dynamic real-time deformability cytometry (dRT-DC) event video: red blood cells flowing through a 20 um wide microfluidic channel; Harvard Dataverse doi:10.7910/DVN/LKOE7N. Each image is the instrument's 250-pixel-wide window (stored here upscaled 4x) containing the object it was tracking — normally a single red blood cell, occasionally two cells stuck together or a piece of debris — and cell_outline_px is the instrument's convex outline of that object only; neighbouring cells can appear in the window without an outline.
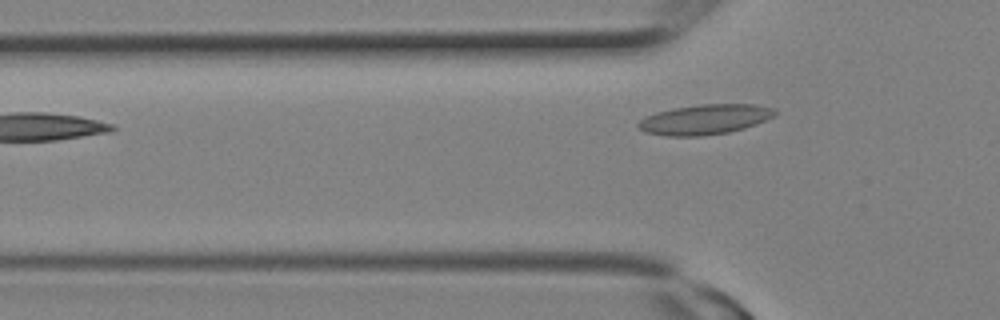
{"species": "Egyptian fruit bat (a non-hibernating species)", "species_latin": "Rousettus aegyptiacus", "temperature_condition": "room temperature", "stored_images_in_passage": 5, "camera_frame_rate_fps": 3000, "um_per_image_px": 0.085, "animal": {"sex": "female"}, "frame": {"image": 1, "passage_image": 5, "time_ms": 1.333, "image_size_px": [1000, 320], "cell_outline_px": [[776, 112], [772, 116], [756, 124], [744, 128], [728, 132], [700, 136], [664, 136], [644, 132], [636, 124], [640, 120], [656, 112], [672, 108], [700, 104], [752, 104], [772, 108]], "centroid_in_image_um": [59.86, 10.15], "position_along_channel_um": 65.9, "area_um2": 23.7}}